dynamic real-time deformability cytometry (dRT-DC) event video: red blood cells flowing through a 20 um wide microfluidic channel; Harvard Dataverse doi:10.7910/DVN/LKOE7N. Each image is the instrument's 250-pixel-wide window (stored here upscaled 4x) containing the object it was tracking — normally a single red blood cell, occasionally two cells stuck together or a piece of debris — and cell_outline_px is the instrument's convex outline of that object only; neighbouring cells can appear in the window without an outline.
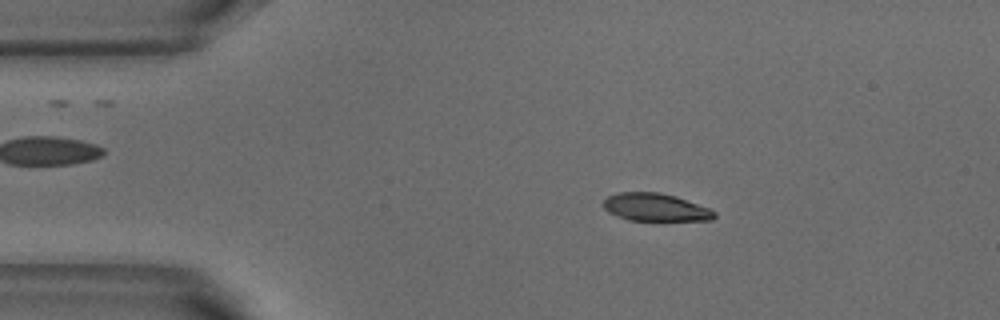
{"species": "common noctule bat (a hibernating species)", "species_latin": "Nyctalus noctula", "temperature_condition": "warm", "stored_images_in_passage": 3, "camera_frame_rate_fps": 3000, "um_per_image_px": 0.085, "animal": {"sex": "male", "body_mass_g": 18.8}, "frame": {"image": 1, "passage_image": 1, "time_ms": 0.0, "image_size_px": [1000, 320], "cell_outline_px": [[716, 216], [712, 220], [628, 220], [616, 216], [608, 212], [604, 208], [604, 200], [608, 196], [620, 192], [660, 192], [676, 196], [708, 208], [716, 212]], "centroid_in_image_um": [55.7, 17.62], "position_along_channel_um": 29.3, "area_um2": 17.86}}
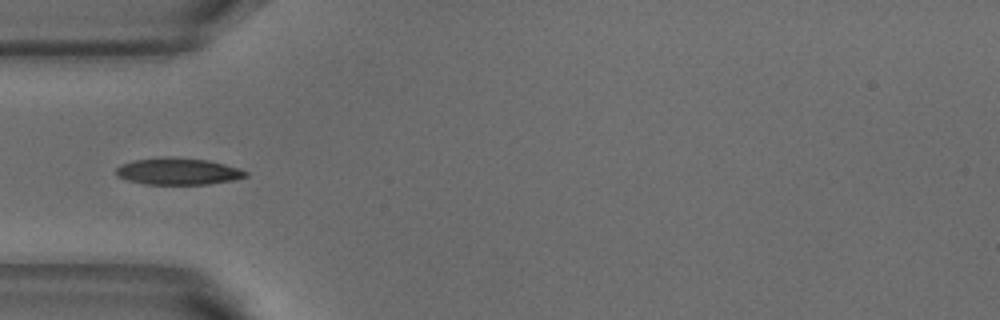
{"frame": {"image": 2, "passage_image": 3, "time_ms": 0.667, "image_size_px": [1000, 320], "cell_outline_px": [[248, 176], [232, 180], [208, 184], [144, 184], [128, 180], [116, 176], [116, 168], [120, 164], [132, 160], [160, 156], [172, 156], [208, 160], [240, 168], [248, 172]], "centroid_in_image_um": [15.1, 14.54], "position_along_channel_um": 69.9, "area_um2": 20.52}}